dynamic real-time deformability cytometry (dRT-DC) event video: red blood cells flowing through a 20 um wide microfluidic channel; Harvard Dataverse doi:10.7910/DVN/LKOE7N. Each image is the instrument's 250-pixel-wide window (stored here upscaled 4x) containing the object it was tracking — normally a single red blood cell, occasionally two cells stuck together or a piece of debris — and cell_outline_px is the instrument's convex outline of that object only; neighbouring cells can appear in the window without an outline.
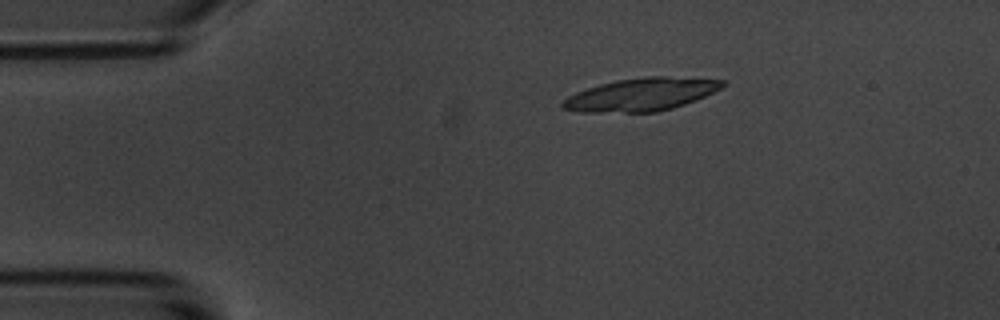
{"species": "common noctule bat (a hibernating species)", "species_latin": "Nyctalus noctula", "temperature_condition": "room temperature", "stored_images_in_passage": 9, "camera_frame_rate_fps": 3000, "um_per_image_px": 0.085, "animal": {"sex": "male", "body_mass_g": 20.1, "forearm_length_mm": 53.5}, "frame": {"image": 1, "passage_image": 2, "time_ms": 1.0, "image_size_px": [1000, 320], "cell_outline_px": [[728, 84], [696, 100], [672, 108], [656, 112], [580, 112], [560, 108], [560, 104], [568, 96], [576, 92], [600, 84], [616, 80], [644, 76], [668, 76], [728, 80]], "centroid_in_image_um": [54.51, 8.02], "position_along_channel_um": 30.5, "area_um2": 30.69}}
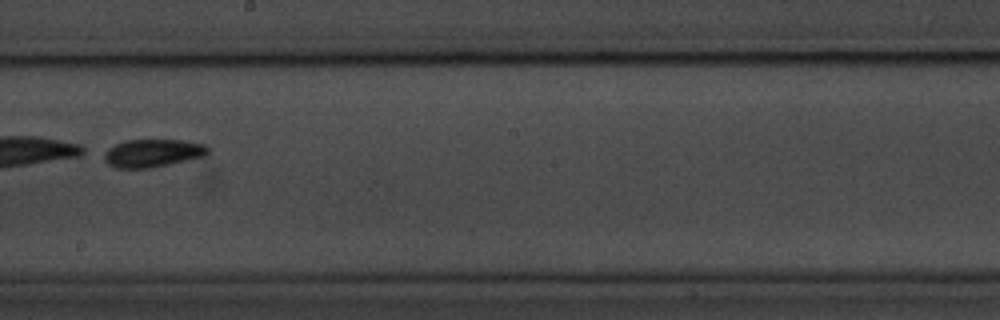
{"frame": {"image": 2, "passage_image": 8, "time_ms": 8.333, "image_size_px": [1000, 320], "cell_outline_px": [[208, 152], [204, 156], [152, 168], [116, 168], [108, 164], [104, 160], [100, 152], [124, 140], [184, 140], [204, 144], [208, 148]], "centroid_in_image_um": [12.91, 13.01], "position_along_channel_um": 235.3, "area_um2": 17.05}}